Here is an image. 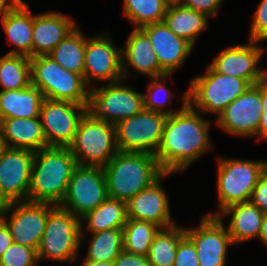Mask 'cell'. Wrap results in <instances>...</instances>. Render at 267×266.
<instances>
[{
    "instance_id": "obj_4",
    "label": "cell",
    "mask_w": 267,
    "mask_h": 266,
    "mask_svg": "<svg viewBox=\"0 0 267 266\" xmlns=\"http://www.w3.org/2000/svg\"><path fill=\"white\" fill-rule=\"evenodd\" d=\"M30 75L31 85L37 87L44 98L89 107L90 89L85 90L84 77L67 71L50 56L31 57Z\"/></svg>"
},
{
    "instance_id": "obj_10",
    "label": "cell",
    "mask_w": 267,
    "mask_h": 266,
    "mask_svg": "<svg viewBox=\"0 0 267 266\" xmlns=\"http://www.w3.org/2000/svg\"><path fill=\"white\" fill-rule=\"evenodd\" d=\"M107 198L103 168L78 165L73 171L65 197L59 206L81 219Z\"/></svg>"
},
{
    "instance_id": "obj_34",
    "label": "cell",
    "mask_w": 267,
    "mask_h": 266,
    "mask_svg": "<svg viewBox=\"0 0 267 266\" xmlns=\"http://www.w3.org/2000/svg\"><path fill=\"white\" fill-rule=\"evenodd\" d=\"M124 15L130 19L135 28L162 22L168 4L163 0H124Z\"/></svg>"
},
{
    "instance_id": "obj_25",
    "label": "cell",
    "mask_w": 267,
    "mask_h": 266,
    "mask_svg": "<svg viewBox=\"0 0 267 266\" xmlns=\"http://www.w3.org/2000/svg\"><path fill=\"white\" fill-rule=\"evenodd\" d=\"M229 214L231 217L227 230L234 244L260 236L264 213L251 201L231 205L218 217Z\"/></svg>"
},
{
    "instance_id": "obj_38",
    "label": "cell",
    "mask_w": 267,
    "mask_h": 266,
    "mask_svg": "<svg viewBox=\"0 0 267 266\" xmlns=\"http://www.w3.org/2000/svg\"><path fill=\"white\" fill-rule=\"evenodd\" d=\"M173 266H199L196 248L186 235L179 241Z\"/></svg>"
},
{
    "instance_id": "obj_20",
    "label": "cell",
    "mask_w": 267,
    "mask_h": 266,
    "mask_svg": "<svg viewBox=\"0 0 267 266\" xmlns=\"http://www.w3.org/2000/svg\"><path fill=\"white\" fill-rule=\"evenodd\" d=\"M141 29L150 38L160 67L168 75L180 67L192 51L193 45L176 36L164 21L143 26Z\"/></svg>"
},
{
    "instance_id": "obj_47",
    "label": "cell",
    "mask_w": 267,
    "mask_h": 266,
    "mask_svg": "<svg viewBox=\"0 0 267 266\" xmlns=\"http://www.w3.org/2000/svg\"><path fill=\"white\" fill-rule=\"evenodd\" d=\"M8 204L9 202L2 196L0 192V211L3 210Z\"/></svg>"
},
{
    "instance_id": "obj_31",
    "label": "cell",
    "mask_w": 267,
    "mask_h": 266,
    "mask_svg": "<svg viewBox=\"0 0 267 266\" xmlns=\"http://www.w3.org/2000/svg\"><path fill=\"white\" fill-rule=\"evenodd\" d=\"M123 229V250L136 255L148 256L150 246L161 227L141 220L127 219Z\"/></svg>"
},
{
    "instance_id": "obj_23",
    "label": "cell",
    "mask_w": 267,
    "mask_h": 266,
    "mask_svg": "<svg viewBox=\"0 0 267 266\" xmlns=\"http://www.w3.org/2000/svg\"><path fill=\"white\" fill-rule=\"evenodd\" d=\"M1 16L8 39L17 47L7 54L33 57V15L29 11V5L16 0Z\"/></svg>"
},
{
    "instance_id": "obj_22",
    "label": "cell",
    "mask_w": 267,
    "mask_h": 266,
    "mask_svg": "<svg viewBox=\"0 0 267 266\" xmlns=\"http://www.w3.org/2000/svg\"><path fill=\"white\" fill-rule=\"evenodd\" d=\"M122 75L126 76L127 64L151 79L167 75L160 67L150 38L141 28H134L127 39L125 48L121 49ZM125 58H124V57ZM126 61H125V60ZM126 62V63H125Z\"/></svg>"
},
{
    "instance_id": "obj_9",
    "label": "cell",
    "mask_w": 267,
    "mask_h": 266,
    "mask_svg": "<svg viewBox=\"0 0 267 266\" xmlns=\"http://www.w3.org/2000/svg\"><path fill=\"white\" fill-rule=\"evenodd\" d=\"M167 115L142 109L138 114L115 125L119 152L156 154L163 135Z\"/></svg>"
},
{
    "instance_id": "obj_36",
    "label": "cell",
    "mask_w": 267,
    "mask_h": 266,
    "mask_svg": "<svg viewBox=\"0 0 267 266\" xmlns=\"http://www.w3.org/2000/svg\"><path fill=\"white\" fill-rule=\"evenodd\" d=\"M167 77H168V74L161 76V77L152 78L153 79L152 82L147 87V89H148L147 93L148 94L143 95L144 109L151 110L154 112L163 113V114H166L167 116L179 112V111H171L170 112L168 109H166V111H164V109H163L165 104H167V101H169L172 98L171 97L172 96L171 90L167 89L165 87V85L163 84L164 80ZM162 81H163V83H162ZM161 91L166 93L167 99H165L164 101H162V100L160 101V100H158L159 98H157L158 93Z\"/></svg>"
},
{
    "instance_id": "obj_30",
    "label": "cell",
    "mask_w": 267,
    "mask_h": 266,
    "mask_svg": "<svg viewBox=\"0 0 267 266\" xmlns=\"http://www.w3.org/2000/svg\"><path fill=\"white\" fill-rule=\"evenodd\" d=\"M185 236V228L173 225L161 228L155 235L148 253L152 266H173L179 241Z\"/></svg>"
},
{
    "instance_id": "obj_26",
    "label": "cell",
    "mask_w": 267,
    "mask_h": 266,
    "mask_svg": "<svg viewBox=\"0 0 267 266\" xmlns=\"http://www.w3.org/2000/svg\"><path fill=\"white\" fill-rule=\"evenodd\" d=\"M43 99L42 92L31 84L23 89L0 91V120L39 117Z\"/></svg>"
},
{
    "instance_id": "obj_29",
    "label": "cell",
    "mask_w": 267,
    "mask_h": 266,
    "mask_svg": "<svg viewBox=\"0 0 267 266\" xmlns=\"http://www.w3.org/2000/svg\"><path fill=\"white\" fill-rule=\"evenodd\" d=\"M88 224L87 228L92 234L110 230L113 228H123L127 222V203L107 198L93 211L82 217Z\"/></svg>"
},
{
    "instance_id": "obj_39",
    "label": "cell",
    "mask_w": 267,
    "mask_h": 266,
    "mask_svg": "<svg viewBox=\"0 0 267 266\" xmlns=\"http://www.w3.org/2000/svg\"><path fill=\"white\" fill-rule=\"evenodd\" d=\"M223 1L224 0H180L179 3L199 13H202L207 17H216V11L218 9L217 7H219Z\"/></svg>"
},
{
    "instance_id": "obj_15",
    "label": "cell",
    "mask_w": 267,
    "mask_h": 266,
    "mask_svg": "<svg viewBox=\"0 0 267 266\" xmlns=\"http://www.w3.org/2000/svg\"><path fill=\"white\" fill-rule=\"evenodd\" d=\"M185 235L196 248L199 266H225L227 247L234 243L221 218L204 215L196 229L185 228Z\"/></svg>"
},
{
    "instance_id": "obj_21",
    "label": "cell",
    "mask_w": 267,
    "mask_h": 266,
    "mask_svg": "<svg viewBox=\"0 0 267 266\" xmlns=\"http://www.w3.org/2000/svg\"><path fill=\"white\" fill-rule=\"evenodd\" d=\"M76 28L72 19L60 13L33 15V57L48 55Z\"/></svg>"
},
{
    "instance_id": "obj_46",
    "label": "cell",
    "mask_w": 267,
    "mask_h": 266,
    "mask_svg": "<svg viewBox=\"0 0 267 266\" xmlns=\"http://www.w3.org/2000/svg\"><path fill=\"white\" fill-rule=\"evenodd\" d=\"M15 1L16 0H0V15H2Z\"/></svg>"
},
{
    "instance_id": "obj_28",
    "label": "cell",
    "mask_w": 267,
    "mask_h": 266,
    "mask_svg": "<svg viewBox=\"0 0 267 266\" xmlns=\"http://www.w3.org/2000/svg\"><path fill=\"white\" fill-rule=\"evenodd\" d=\"M87 38L77 27L63 39L49 54L56 63L67 71L84 77V55Z\"/></svg>"
},
{
    "instance_id": "obj_1",
    "label": "cell",
    "mask_w": 267,
    "mask_h": 266,
    "mask_svg": "<svg viewBox=\"0 0 267 266\" xmlns=\"http://www.w3.org/2000/svg\"><path fill=\"white\" fill-rule=\"evenodd\" d=\"M178 113L167 116L155 157L164 173L184 171L210 149L209 125L201 112L188 104V91Z\"/></svg>"
},
{
    "instance_id": "obj_40",
    "label": "cell",
    "mask_w": 267,
    "mask_h": 266,
    "mask_svg": "<svg viewBox=\"0 0 267 266\" xmlns=\"http://www.w3.org/2000/svg\"><path fill=\"white\" fill-rule=\"evenodd\" d=\"M250 201L263 213L267 212V169L259 177Z\"/></svg>"
},
{
    "instance_id": "obj_16",
    "label": "cell",
    "mask_w": 267,
    "mask_h": 266,
    "mask_svg": "<svg viewBox=\"0 0 267 266\" xmlns=\"http://www.w3.org/2000/svg\"><path fill=\"white\" fill-rule=\"evenodd\" d=\"M34 152L6 147L0 157V192L9 202L28 201Z\"/></svg>"
},
{
    "instance_id": "obj_32",
    "label": "cell",
    "mask_w": 267,
    "mask_h": 266,
    "mask_svg": "<svg viewBox=\"0 0 267 266\" xmlns=\"http://www.w3.org/2000/svg\"><path fill=\"white\" fill-rule=\"evenodd\" d=\"M0 84L2 91L18 90L31 84L30 58L6 54L0 58Z\"/></svg>"
},
{
    "instance_id": "obj_3",
    "label": "cell",
    "mask_w": 267,
    "mask_h": 266,
    "mask_svg": "<svg viewBox=\"0 0 267 266\" xmlns=\"http://www.w3.org/2000/svg\"><path fill=\"white\" fill-rule=\"evenodd\" d=\"M103 172L108 198L126 203L164 174L154 155L119 151Z\"/></svg>"
},
{
    "instance_id": "obj_37",
    "label": "cell",
    "mask_w": 267,
    "mask_h": 266,
    "mask_svg": "<svg viewBox=\"0 0 267 266\" xmlns=\"http://www.w3.org/2000/svg\"><path fill=\"white\" fill-rule=\"evenodd\" d=\"M250 40L255 42L267 40V0H262L253 17Z\"/></svg>"
},
{
    "instance_id": "obj_33",
    "label": "cell",
    "mask_w": 267,
    "mask_h": 266,
    "mask_svg": "<svg viewBox=\"0 0 267 266\" xmlns=\"http://www.w3.org/2000/svg\"><path fill=\"white\" fill-rule=\"evenodd\" d=\"M123 250V229L113 228L92 234L85 260L114 262Z\"/></svg>"
},
{
    "instance_id": "obj_44",
    "label": "cell",
    "mask_w": 267,
    "mask_h": 266,
    "mask_svg": "<svg viewBox=\"0 0 267 266\" xmlns=\"http://www.w3.org/2000/svg\"><path fill=\"white\" fill-rule=\"evenodd\" d=\"M260 240L267 245V212L263 214V220L261 225Z\"/></svg>"
},
{
    "instance_id": "obj_2",
    "label": "cell",
    "mask_w": 267,
    "mask_h": 266,
    "mask_svg": "<svg viewBox=\"0 0 267 266\" xmlns=\"http://www.w3.org/2000/svg\"><path fill=\"white\" fill-rule=\"evenodd\" d=\"M77 166L69 147H45L36 151L28 201L60 205Z\"/></svg>"
},
{
    "instance_id": "obj_8",
    "label": "cell",
    "mask_w": 267,
    "mask_h": 266,
    "mask_svg": "<svg viewBox=\"0 0 267 266\" xmlns=\"http://www.w3.org/2000/svg\"><path fill=\"white\" fill-rule=\"evenodd\" d=\"M218 160L217 189L220 210L211 216H218L231 205L249 202L259 177L267 169V162L262 161Z\"/></svg>"
},
{
    "instance_id": "obj_24",
    "label": "cell",
    "mask_w": 267,
    "mask_h": 266,
    "mask_svg": "<svg viewBox=\"0 0 267 266\" xmlns=\"http://www.w3.org/2000/svg\"><path fill=\"white\" fill-rule=\"evenodd\" d=\"M0 134L6 147L32 152L47 147L40 117L0 120Z\"/></svg>"
},
{
    "instance_id": "obj_7",
    "label": "cell",
    "mask_w": 267,
    "mask_h": 266,
    "mask_svg": "<svg viewBox=\"0 0 267 266\" xmlns=\"http://www.w3.org/2000/svg\"><path fill=\"white\" fill-rule=\"evenodd\" d=\"M252 84L242 78L223 75L210 65L206 74L191 81L188 104L203 113L221 114L236 98L244 94ZM195 104V105H194Z\"/></svg>"
},
{
    "instance_id": "obj_14",
    "label": "cell",
    "mask_w": 267,
    "mask_h": 266,
    "mask_svg": "<svg viewBox=\"0 0 267 266\" xmlns=\"http://www.w3.org/2000/svg\"><path fill=\"white\" fill-rule=\"evenodd\" d=\"M262 82L251 85L248 90L231 102L219 114L217 124L236 136H253L258 133L262 115Z\"/></svg>"
},
{
    "instance_id": "obj_49",
    "label": "cell",
    "mask_w": 267,
    "mask_h": 266,
    "mask_svg": "<svg viewBox=\"0 0 267 266\" xmlns=\"http://www.w3.org/2000/svg\"><path fill=\"white\" fill-rule=\"evenodd\" d=\"M165 3H167L168 5H173L176 3H179L180 0H163Z\"/></svg>"
},
{
    "instance_id": "obj_13",
    "label": "cell",
    "mask_w": 267,
    "mask_h": 266,
    "mask_svg": "<svg viewBox=\"0 0 267 266\" xmlns=\"http://www.w3.org/2000/svg\"><path fill=\"white\" fill-rule=\"evenodd\" d=\"M9 203L0 211V219L8 226L13 243L38 250L44 234L48 212L55 206L49 203L21 201ZM51 205V206H49ZM12 210L9 221L4 214Z\"/></svg>"
},
{
    "instance_id": "obj_41",
    "label": "cell",
    "mask_w": 267,
    "mask_h": 266,
    "mask_svg": "<svg viewBox=\"0 0 267 266\" xmlns=\"http://www.w3.org/2000/svg\"><path fill=\"white\" fill-rule=\"evenodd\" d=\"M113 263L114 266H152L147 256L132 254L124 250Z\"/></svg>"
},
{
    "instance_id": "obj_45",
    "label": "cell",
    "mask_w": 267,
    "mask_h": 266,
    "mask_svg": "<svg viewBox=\"0 0 267 266\" xmlns=\"http://www.w3.org/2000/svg\"><path fill=\"white\" fill-rule=\"evenodd\" d=\"M82 266H114V263L113 262H94V261L85 260L82 263Z\"/></svg>"
},
{
    "instance_id": "obj_35",
    "label": "cell",
    "mask_w": 267,
    "mask_h": 266,
    "mask_svg": "<svg viewBox=\"0 0 267 266\" xmlns=\"http://www.w3.org/2000/svg\"><path fill=\"white\" fill-rule=\"evenodd\" d=\"M37 250L12 243L2 254L0 266H36Z\"/></svg>"
},
{
    "instance_id": "obj_6",
    "label": "cell",
    "mask_w": 267,
    "mask_h": 266,
    "mask_svg": "<svg viewBox=\"0 0 267 266\" xmlns=\"http://www.w3.org/2000/svg\"><path fill=\"white\" fill-rule=\"evenodd\" d=\"M82 221L68 210L55 205L48 212L44 234L37 250L38 260L73 261L83 238Z\"/></svg>"
},
{
    "instance_id": "obj_5",
    "label": "cell",
    "mask_w": 267,
    "mask_h": 266,
    "mask_svg": "<svg viewBox=\"0 0 267 266\" xmlns=\"http://www.w3.org/2000/svg\"><path fill=\"white\" fill-rule=\"evenodd\" d=\"M69 149L78 165L104 168L118 152L115 125L87 111Z\"/></svg>"
},
{
    "instance_id": "obj_19",
    "label": "cell",
    "mask_w": 267,
    "mask_h": 266,
    "mask_svg": "<svg viewBox=\"0 0 267 266\" xmlns=\"http://www.w3.org/2000/svg\"><path fill=\"white\" fill-rule=\"evenodd\" d=\"M169 175L164 173L156 182L143 189L127 202V218L154 223L161 228L172 224L168 196L162 189L161 178Z\"/></svg>"
},
{
    "instance_id": "obj_42",
    "label": "cell",
    "mask_w": 267,
    "mask_h": 266,
    "mask_svg": "<svg viewBox=\"0 0 267 266\" xmlns=\"http://www.w3.org/2000/svg\"><path fill=\"white\" fill-rule=\"evenodd\" d=\"M262 115L260 118V125L258 133L256 134L259 139H267V75L264 81H262Z\"/></svg>"
},
{
    "instance_id": "obj_18",
    "label": "cell",
    "mask_w": 267,
    "mask_h": 266,
    "mask_svg": "<svg viewBox=\"0 0 267 266\" xmlns=\"http://www.w3.org/2000/svg\"><path fill=\"white\" fill-rule=\"evenodd\" d=\"M264 50L257 42L250 40L247 45L222 50L210 66L220 74L242 78L255 85L264 81L267 75L265 70L257 66Z\"/></svg>"
},
{
    "instance_id": "obj_11",
    "label": "cell",
    "mask_w": 267,
    "mask_h": 266,
    "mask_svg": "<svg viewBox=\"0 0 267 266\" xmlns=\"http://www.w3.org/2000/svg\"><path fill=\"white\" fill-rule=\"evenodd\" d=\"M143 108V94L121 85V81L97 89L90 88L88 111L107 123L116 125L138 114Z\"/></svg>"
},
{
    "instance_id": "obj_48",
    "label": "cell",
    "mask_w": 267,
    "mask_h": 266,
    "mask_svg": "<svg viewBox=\"0 0 267 266\" xmlns=\"http://www.w3.org/2000/svg\"><path fill=\"white\" fill-rule=\"evenodd\" d=\"M5 148H6V145H5L4 140L2 139L1 134H0V157H1V154Z\"/></svg>"
},
{
    "instance_id": "obj_17",
    "label": "cell",
    "mask_w": 267,
    "mask_h": 266,
    "mask_svg": "<svg viewBox=\"0 0 267 266\" xmlns=\"http://www.w3.org/2000/svg\"><path fill=\"white\" fill-rule=\"evenodd\" d=\"M121 49H117L111 39L100 36L86 40L84 55V80L90 84L96 81H123Z\"/></svg>"
},
{
    "instance_id": "obj_43",
    "label": "cell",
    "mask_w": 267,
    "mask_h": 266,
    "mask_svg": "<svg viewBox=\"0 0 267 266\" xmlns=\"http://www.w3.org/2000/svg\"><path fill=\"white\" fill-rule=\"evenodd\" d=\"M13 243L8 226L0 219V259L5 250Z\"/></svg>"
},
{
    "instance_id": "obj_12",
    "label": "cell",
    "mask_w": 267,
    "mask_h": 266,
    "mask_svg": "<svg viewBox=\"0 0 267 266\" xmlns=\"http://www.w3.org/2000/svg\"><path fill=\"white\" fill-rule=\"evenodd\" d=\"M87 111L84 105L44 98L39 117L47 147H69Z\"/></svg>"
},
{
    "instance_id": "obj_27",
    "label": "cell",
    "mask_w": 267,
    "mask_h": 266,
    "mask_svg": "<svg viewBox=\"0 0 267 266\" xmlns=\"http://www.w3.org/2000/svg\"><path fill=\"white\" fill-rule=\"evenodd\" d=\"M208 17L180 3L168 5L164 23L176 35L186 39L193 46L205 28Z\"/></svg>"
}]
</instances>
